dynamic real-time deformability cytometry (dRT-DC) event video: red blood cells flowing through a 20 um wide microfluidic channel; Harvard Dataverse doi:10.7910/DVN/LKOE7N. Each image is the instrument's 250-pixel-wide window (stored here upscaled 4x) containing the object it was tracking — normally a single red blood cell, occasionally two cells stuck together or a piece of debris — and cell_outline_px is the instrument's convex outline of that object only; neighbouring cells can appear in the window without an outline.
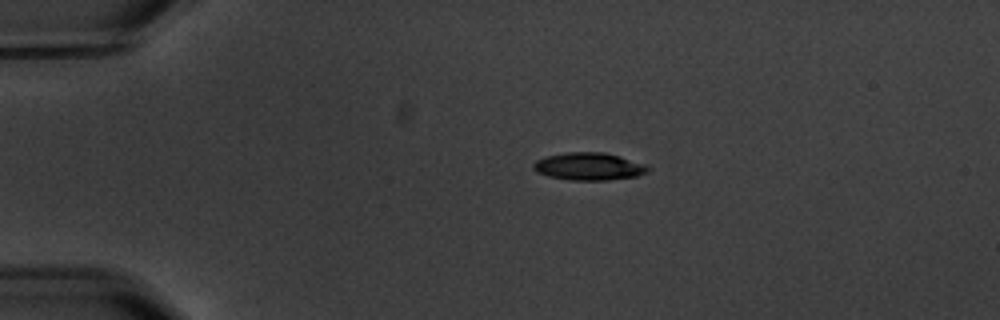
{"species": "common noctule bat (a hibernating species)", "species_latin": "Nyctalus noctula", "temperature_condition": "warm", "stored_images_in_passage": 13, "camera_frame_rate_fps": 3000, "um_per_image_px": 0.085, "animal": {"sex": "male", "body_mass_g": 20.1, "forearm_length_mm": 53.5}, "frame": {"image": 1, "passage_image": 3, "time_ms": 2.333, "image_size_px": [1000, 320], "cell_outline_px": [[648, 172], [636, 176], [608, 180], [572, 180], [548, 176], [536, 172], [532, 168], [532, 164], [536, 160], [548, 156], [564, 152], [604, 152], [620, 156], [648, 164]], "centroid_in_image_um": [50.06, 14.14], "position_along_channel_um": 34.9, "area_um2": 18.5}}
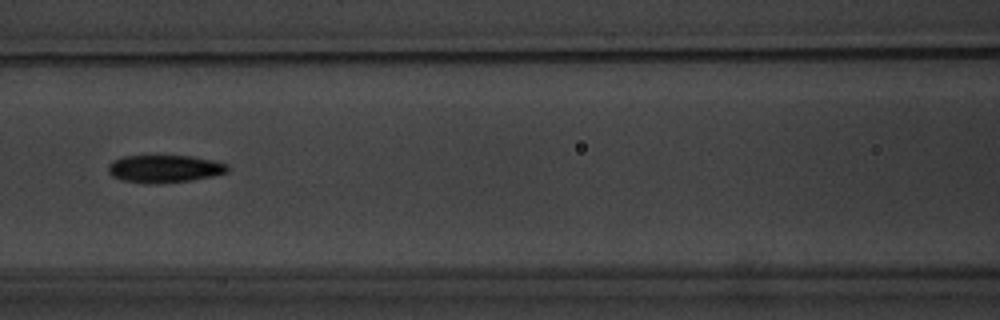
{"frame": {"image": 2, "passage_image": 6, "time_ms": 7.0, "image_size_px": [1000, 320], "cell_outline_px": [[228, 172], [212, 176], [192, 180], [160, 184], [148, 184], [124, 180], [112, 176], [108, 172], [108, 164], [112, 160], [124, 156], [192, 156], [212, 160], [228, 164]], "centroid_in_image_um": [13.97, 14.35], "position_along_channel_um": 152.6, "area_um2": 19.31}}
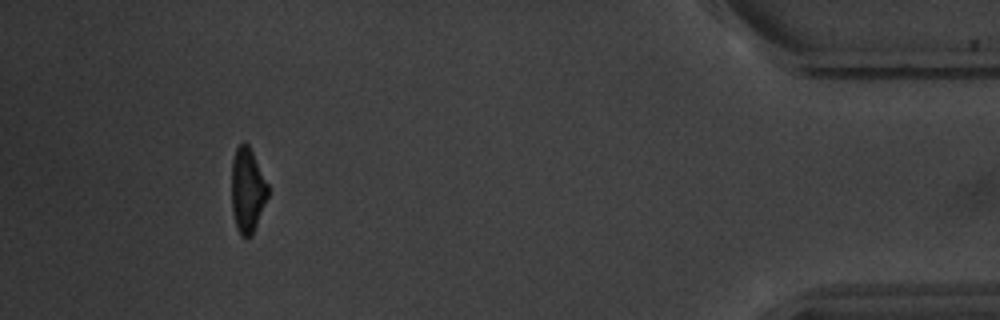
{"frame": {"image": 3, "passage_image": 13, "time_ms": 16.0, "image_size_px": [1000, 320], "cell_outline_px": [[268, 196], [252, 236], [240, 236], [232, 212], [232, 160], [236, 148], [244, 140], [248, 144], [268, 184]], "centroid_in_image_um": [21.03, 16.16], "position_along_channel_um": 414.2, "area_um2": 17.8}, "authors_computed_cell_mechanics": {"area_um2": 19.1318, "velocity_mm_per_s": 3.5332, "shape_relaxation_time_tau1_ms": 3.4021, "shape_relaxation_time_tau2_ms": 2.8917, "deformation_change_tau1": 0.1378, "deformation_change_tau2": 0.0912}}